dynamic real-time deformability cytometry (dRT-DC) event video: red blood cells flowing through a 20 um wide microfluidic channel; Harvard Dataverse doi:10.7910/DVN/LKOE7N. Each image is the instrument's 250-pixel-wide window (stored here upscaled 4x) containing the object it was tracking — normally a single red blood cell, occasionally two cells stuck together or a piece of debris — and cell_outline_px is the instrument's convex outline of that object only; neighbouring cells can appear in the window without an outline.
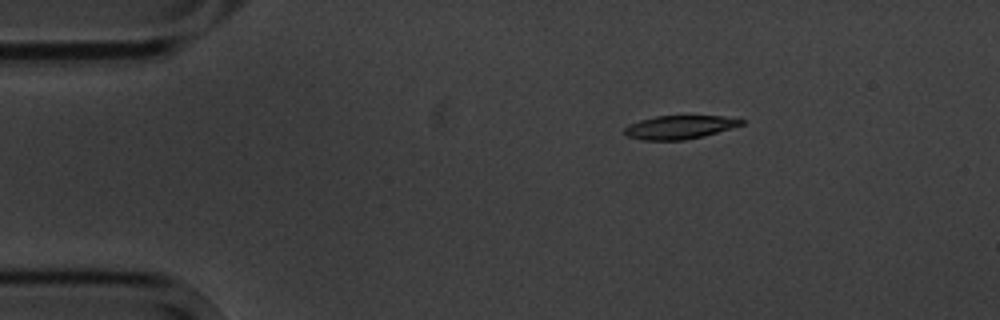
{"species": "common noctule bat (a hibernating species)", "species_latin": "Nyctalus noctula", "temperature_condition": "cold", "stored_images_in_passage": 4, "camera_frame_rate_fps": 3000, "um_per_image_px": 0.085, "animal": {"sex": "male", "body_mass_g": 20.1, "forearm_length_mm": 53.5}, "frame": {"image": 1, "passage_image": 1, "time_ms": 0.0, "image_size_px": [1000, 320], "cell_outline_px": [[748, 120], [744, 124], [704, 136], [684, 140], [644, 140], [628, 136], [624, 132], [624, 128], [628, 124], [640, 120], [656, 116], [724, 116]], "centroid_in_image_um": [57.79, 10.8], "position_along_channel_um": 27.2, "area_um2": 16.01}}
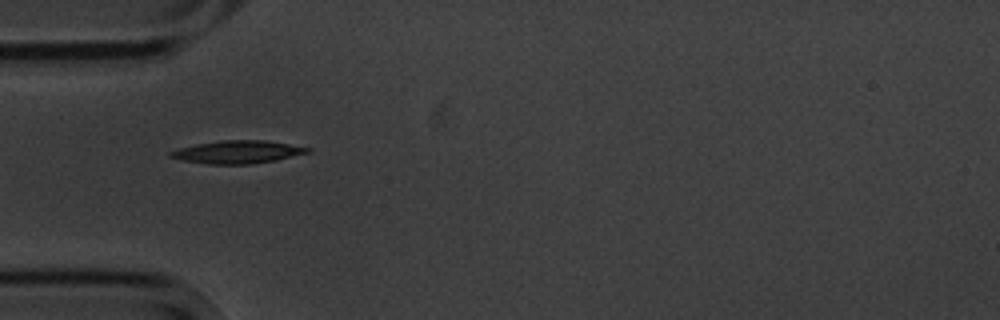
{"frame": {"image": 2, "passage_image": 3, "time_ms": 2.667, "image_size_px": [1000, 320], "cell_outline_px": [[312, 148], [308, 152], [276, 160], [248, 164], [208, 164], [184, 160], [168, 156], [168, 152], [180, 148], [196, 144], [220, 140], [264, 140]], "centroid_in_image_um": [20.17, 12.91], "position_along_channel_um": 64.8, "area_um2": 17.98}}
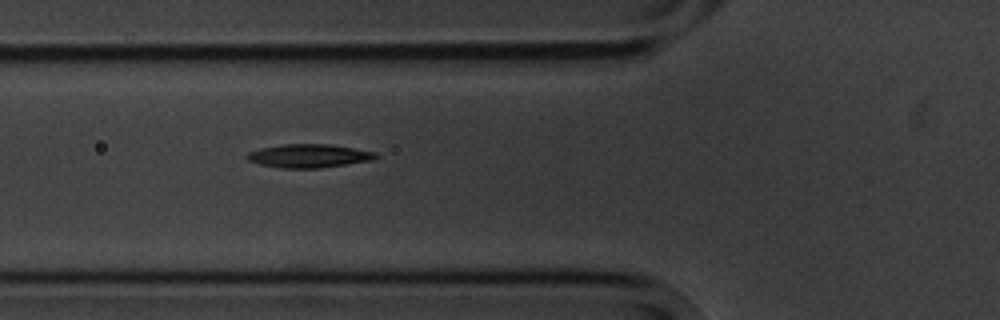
{"frame": {"image": 3, "passage_image": 4, "time_ms": 3.667, "image_size_px": [1000, 320], "cell_outline_px": [[380, 156], [372, 160], [320, 168], [280, 168], [260, 164], [248, 160], [244, 156], [248, 152], [264, 148], [284, 144], [328, 144], [376, 152]], "centroid_in_image_um": [26.26, 13.25], "position_along_channel_um": 99.5, "area_um2": 17.46}}